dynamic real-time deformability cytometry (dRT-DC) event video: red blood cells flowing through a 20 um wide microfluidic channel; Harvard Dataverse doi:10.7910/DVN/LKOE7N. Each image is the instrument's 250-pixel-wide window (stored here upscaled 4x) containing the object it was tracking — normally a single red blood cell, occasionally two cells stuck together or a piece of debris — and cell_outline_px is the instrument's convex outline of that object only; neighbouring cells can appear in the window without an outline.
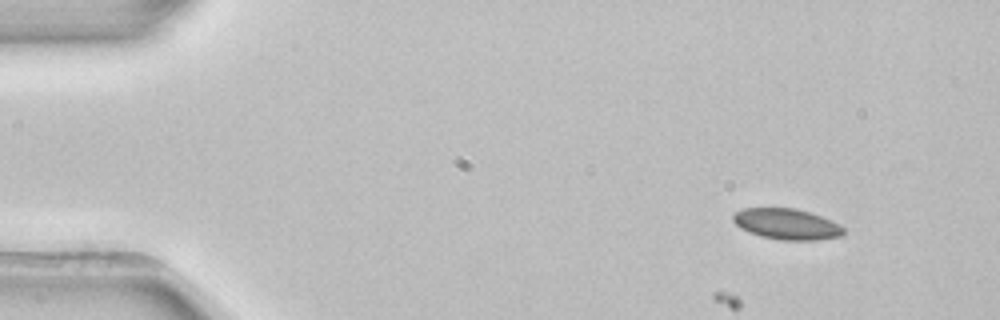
{"species": "common noctule bat (a hibernating species)", "species_latin": "Nyctalus noctula", "temperature_condition": "room temperature", "stored_images_in_passage": 3, "camera_frame_rate_fps": 3000, "um_per_image_px": 0.085, "animal": {"sex": "female", "body_mass_g": 22.7, "forearm_length_mm": 54.2}, "frame": {"image": 1, "passage_image": 1, "time_ms": 0.0, "image_size_px": [1000, 320], "cell_outline_px": [[844, 232], [840, 236], [816, 240], [780, 240], [760, 236], [748, 232], [740, 228], [732, 220], [732, 216], [736, 212], [744, 208], [796, 208], [832, 220], [840, 224], [844, 228]], "centroid_in_image_um": [66.86, 19.05], "position_along_channel_um": 18.1, "area_um2": 19.88}}